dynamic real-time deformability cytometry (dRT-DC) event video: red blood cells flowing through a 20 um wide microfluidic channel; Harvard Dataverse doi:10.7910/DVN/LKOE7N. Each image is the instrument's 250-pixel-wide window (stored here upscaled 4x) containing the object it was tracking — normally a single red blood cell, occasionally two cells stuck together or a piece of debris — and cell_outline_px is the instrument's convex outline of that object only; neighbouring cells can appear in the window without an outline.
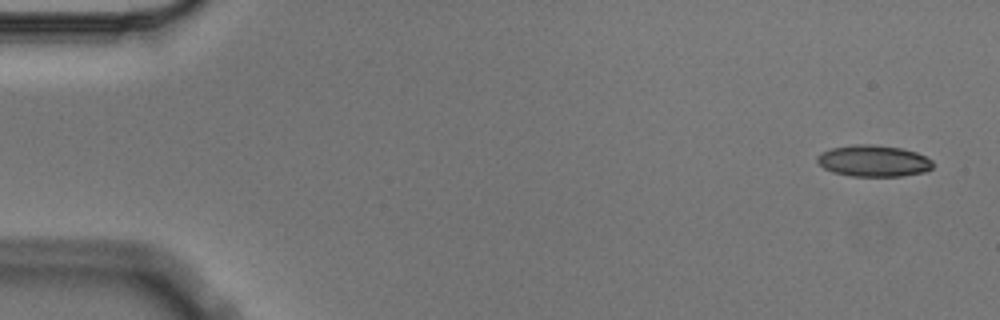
{"species": "Egyptian fruit bat (a non-hibernating species)", "species_latin": "Rousettus aegyptiacus", "temperature_condition": "cold", "stored_images_in_passage": 5, "camera_frame_rate_fps": 3000, "um_per_image_px": 0.085, "animal": {"sex": "male"}, "frame": {"image": 1, "passage_image": 1, "time_ms": 0.0, "image_size_px": [1000, 320], "cell_outline_px": [[932, 168], [924, 172], [900, 176], [852, 176], [832, 172], [824, 168], [816, 160], [816, 156], [820, 152], [832, 148], [856, 144], [868, 144], [900, 148], [916, 152], [932, 160]], "centroid_in_image_um": [74.22, 13.68], "position_along_channel_um": 10.8, "area_um2": 21.1}}
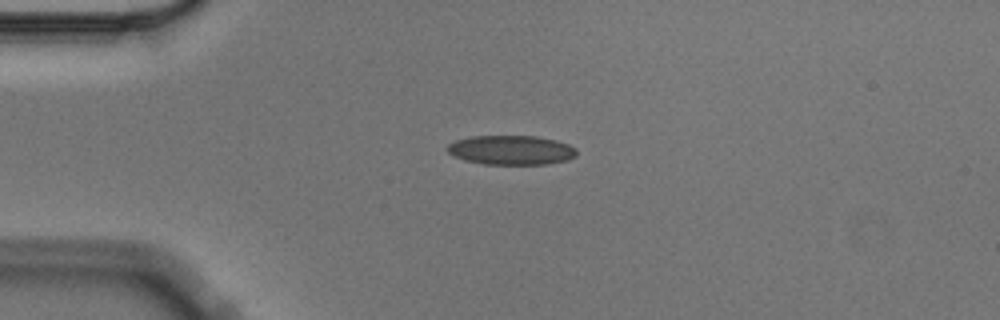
{"frame": {"image": 2, "passage_image": 4, "time_ms": 1.0, "image_size_px": [1000, 320], "cell_outline_px": [[576, 156], [568, 160], [548, 164], [484, 164], [464, 160], [452, 156], [444, 148], [448, 144], [456, 140], [472, 136], [536, 136], [556, 140], [568, 144], [576, 148]], "centroid_in_image_um": [43.43, 12.76], "position_along_channel_um": 41.6, "area_um2": 22.31}}